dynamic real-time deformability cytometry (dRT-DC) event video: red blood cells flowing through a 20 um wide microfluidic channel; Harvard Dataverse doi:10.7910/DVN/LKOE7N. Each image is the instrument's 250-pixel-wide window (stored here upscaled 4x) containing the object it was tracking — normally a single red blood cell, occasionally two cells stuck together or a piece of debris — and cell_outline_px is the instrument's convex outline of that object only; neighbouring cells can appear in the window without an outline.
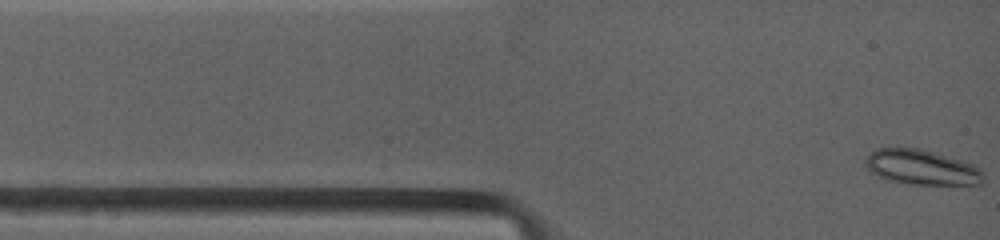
{"species": "common noctule bat (a hibernating species)", "species_latin": "Nyctalus noctula", "temperature_condition": "warm", "stored_images_in_passage": 6, "camera_frame_rate_fps": 4500, "um_per_image_px": 0.085, "animal": {"sex": "female", "body_mass_g": 19.0, "forearm_length_mm": 53.3}, "frame": {"image": 1, "passage_image": 1, "time_ms": 0.0, "image_size_px": [1000, 240], "cell_outline_px": [[980, 184], [908, 184], [888, 180], [872, 172], [864, 164], [864, 160], [876, 148], [920, 148], [960, 160], [972, 164], [980, 168]], "centroid_in_image_um": [78.27, 14.21], "position_along_channel_um": 6.7, "area_um2": 23.52}}
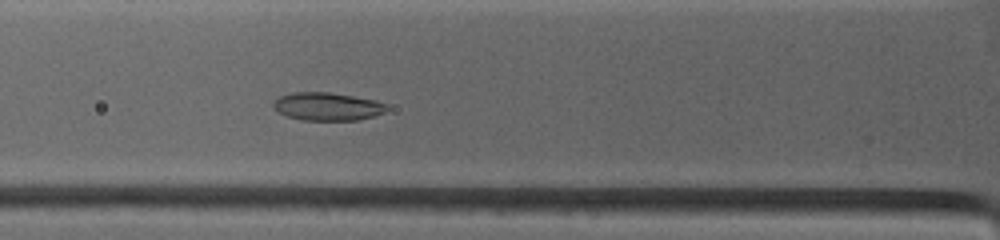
{"frame": {"image": 2, "passage_image": 6, "time_ms": 3.556, "image_size_px": [1000, 240], "cell_outline_px": [[388, 108], [384, 112], [372, 116], [356, 120], [304, 120], [288, 116], [280, 112], [272, 104], [280, 96], [292, 92], [328, 92], [376, 100], [388, 104]], "centroid_in_image_um": [27.86, 9.04], "position_along_channel_um": 97.9, "area_um2": 18.26}}